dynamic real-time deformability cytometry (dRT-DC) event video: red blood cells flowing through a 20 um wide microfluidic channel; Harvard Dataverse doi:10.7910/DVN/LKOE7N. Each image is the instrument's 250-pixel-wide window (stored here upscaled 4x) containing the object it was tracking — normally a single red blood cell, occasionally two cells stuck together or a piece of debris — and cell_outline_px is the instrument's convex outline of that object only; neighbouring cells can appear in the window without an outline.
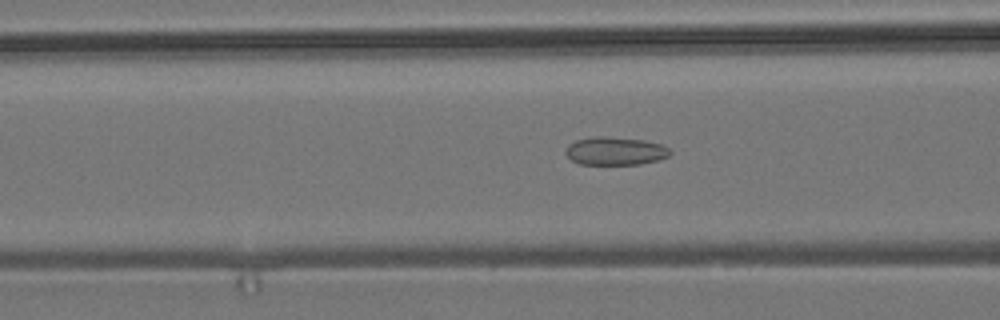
{"species": "common noctule bat (a hibernating species)", "species_latin": "Nyctalus noctula", "temperature_condition": "room temperature", "stored_images_in_passage": 56, "camera_frame_rate_fps": 3000, "um_per_image_px": 0.085, "animal": {"sex": "male", "body_mass_g": 19.2, "forearm_length_mm": 51.8}, "frame": {"image": 1, "passage_image": 22, "time_ms": 7.0, "image_size_px": [1000, 320], "cell_outline_px": [[672, 152], [668, 156], [660, 160], [640, 164], [580, 164], [572, 160], [564, 152], [568, 144], [576, 140], [592, 136], [608, 136], [644, 140], [660, 144], [668, 148]], "centroid_in_image_um": [52.29, 12.83], "position_along_channel_um": 114.3, "area_um2": 17.22}}
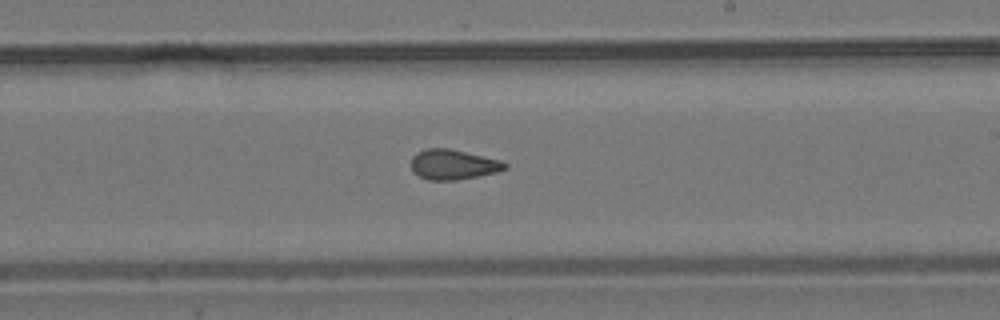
{"frame": {"image": 2, "passage_image": 33, "time_ms": 10.667, "image_size_px": [1000, 320], "cell_outline_px": [[508, 168], [496, 172], [456, 180], [428, 180], [412, 172], [412, 156], [416, 152], [424, 148], [452, 148], [500, 160], [508, 164]], "centroid_in_image_um": [38.5, 13.97], "position_along_channel_um": 250.5, "area_um2": 16.53}}
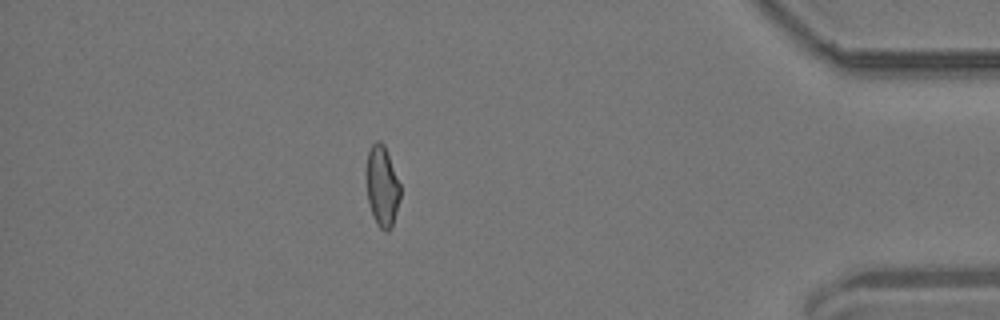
{"frame": {"image": 3, "passage_image": 49, "time_ms": 16.0, "image_size_px": [1000, 320], "cell_outline_px": [[400, 196], [392, 228], [388, 232], [384, 232], [376, 224], [372, 216], [368, 200], [364, 172], [368, 152], [372, 144], [376, 140], [380, 140], [384, 144], [400, 184]], "centroid_in_image_um": [32.45, 15.83], "position_along_channel_um": 402.8, "area_um2": 16.36}, "authors_computed_cell_mechanics": {"area_um2": 16.8487, "velocity_mm_per_s": 3.7091, "shape_relaxation_time_tau1_ms": null, "shape_relaxation_time_tau2_ms": 1.681, "deformation_change_tau1": null, "deformation_change_tau2": 0.0849}}